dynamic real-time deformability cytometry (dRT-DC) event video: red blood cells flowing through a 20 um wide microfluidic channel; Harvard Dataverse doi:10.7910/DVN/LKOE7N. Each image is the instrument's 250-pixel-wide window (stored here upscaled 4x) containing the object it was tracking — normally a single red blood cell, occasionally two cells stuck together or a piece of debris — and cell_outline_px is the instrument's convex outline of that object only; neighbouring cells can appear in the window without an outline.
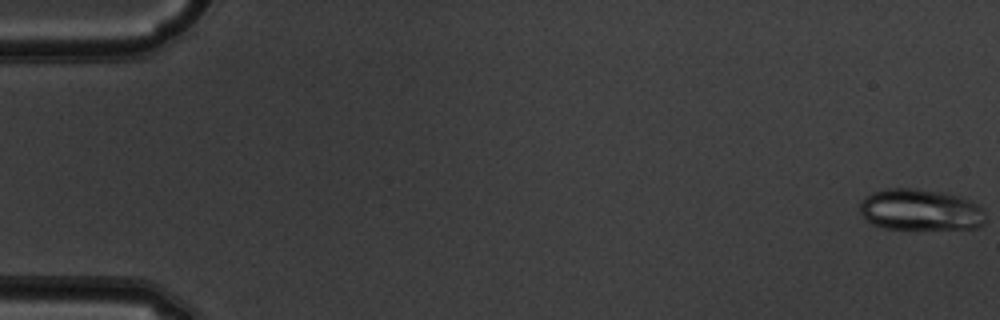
{"species": "common noctule bat (a hibernating species)", "species_latin": "Nyctalus noctula", "temperature_condition": "warm", "stored_images_in_passage": 52, "camera_frame_rate_fps": 3000, "um_per_image_px": 0.085, "animal": {"sex": "male", "body_mass_g": 19.5, "forearm_length_mm": 54.6}, "frame": {"image": 1, "passage_image": 1, "time_ms": 0.0, "image_size_px": [1000, 320], "cell_outline_px": [[984, 224], [976, 228], [884, 228], [872, 224], [860, 212], [860, 200], [864, 196], [872, 192], [888, 188], [916, 188], [944, 192], [964, 196], [976, 204], [984, 212]], "centroid_in_image_um": [78.22, 17.8], "position_along_channel_um": 6.8, "area_um2": 30.35}}
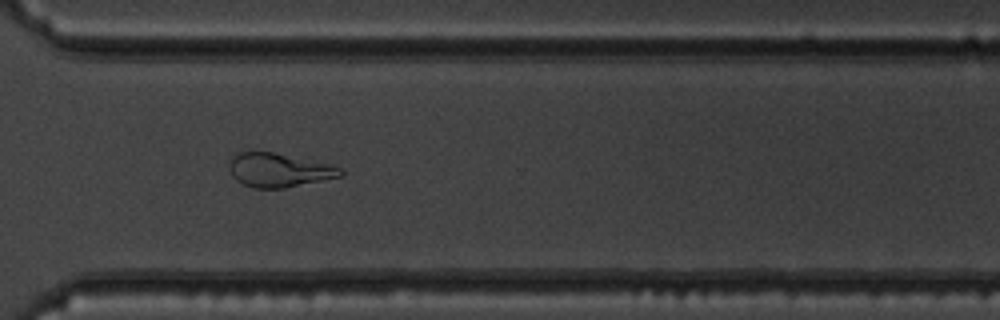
{"frame": {"image": 2, "passage_image": 39, "time_ms": 12.667, "image_size_px": [1000, 320], "cell_outline_px": [[344, 176], [284, 188], [252, 188], [236, 180], [232, 176], [228, 168], [228, 164], [232, 156], [240, 152], [272, 152], [332, 164], [344, 168]], "centroid_in_image_um": [23.74, 14.46], "position_along_channel_um": 346.9, "area_um2": 22.2}}
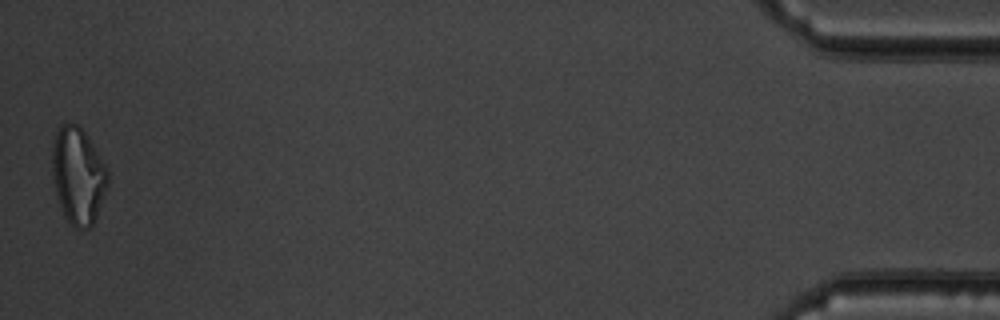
{"frame": {"image": 3, "passage_image": 52, "time_ms": 17.0, "image_size_px": [1000, 320], "cell_outline_px": [[108, 184], [92, 228], [76, 228], [64, 216], [56, 192], [52, 176], [52, 148], [56, 132], [60, 124], [80, 124], [88, 136], [104, 164], [108, 172]], "centroid_in_image_um": [6.63, 14.91], "position_along_channel_um": 428.6, "area_um2": 31.15}, "authors_computed_cell_mechanics": {"area_um2": 26.2123, "velocity_mm_per_s": 3.9388, "shape_relaxation_time_tau1_ms": 10.2607, "shape_relaxation_time_tau2_ms": 2.1256, "deformation_change_tau1": 0.2621, "deformation_change_tau2": 0.0713}}